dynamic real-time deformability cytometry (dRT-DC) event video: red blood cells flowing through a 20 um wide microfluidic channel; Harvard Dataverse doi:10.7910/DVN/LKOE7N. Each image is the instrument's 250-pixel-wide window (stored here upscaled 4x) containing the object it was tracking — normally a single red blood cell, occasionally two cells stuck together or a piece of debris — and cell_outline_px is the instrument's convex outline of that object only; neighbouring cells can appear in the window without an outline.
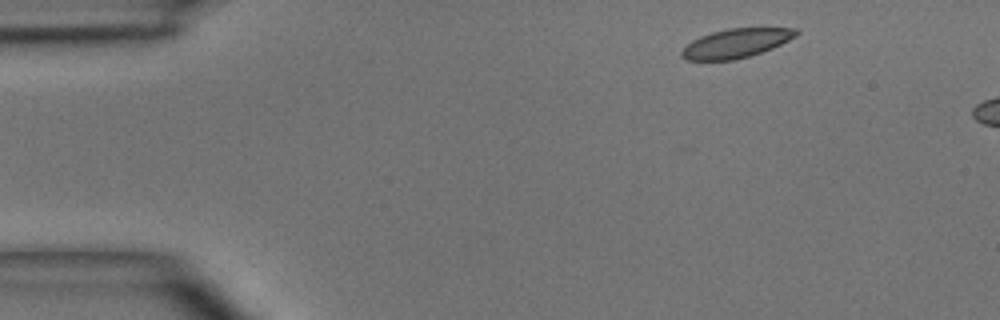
{"species": "common noctule bat (a hibernating species)", "species_latin": "Nyctalus noctula", "temperature_condition": "room temperature", "stored_images_in_passage": 3, "camera_frame_rate_fps": 3000, "um_per_image_px": 0.085, "animal": {"sex": "male", "body_mass_g": 15.6}, "frame": {"image": 1, "passage_image": 1, "time_ms": 0.0, "image_size_px": [1000, 320], "cell_outline_px": [[800, 32], [796, 36], [772, 48], [748, 56], [732, 60], [688, 60], [680, 56], [680, 52], [692, 40], [700, 36], [712, 32], [728, 28], [800, 28]], "centroid_in_image_um": [62.57, 3.66], "position_along_channel_um": 22.4, "area_um2": 19.25}}